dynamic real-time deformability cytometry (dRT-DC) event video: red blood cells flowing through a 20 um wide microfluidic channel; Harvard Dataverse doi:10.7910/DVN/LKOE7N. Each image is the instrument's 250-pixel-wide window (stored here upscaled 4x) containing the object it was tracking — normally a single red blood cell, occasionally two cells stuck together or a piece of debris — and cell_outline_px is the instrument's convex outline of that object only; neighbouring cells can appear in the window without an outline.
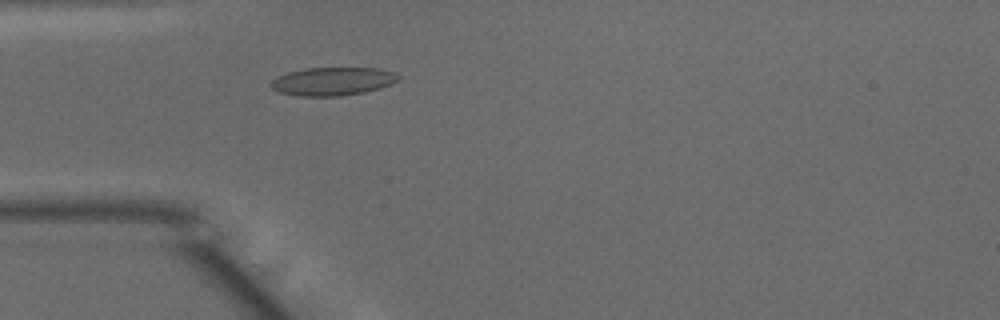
{"species": "common noctule bat (a hibernating species)", "species_latin": "Nyctalus noctula", "temperature_condition": "warm", "stored_images_in_passage": 49, "camera_frame_rate_fps": 3000, "um_per_image_px": 0.085, "animal": {"sex": "male", "body_mass_g": 15.6}, "frame": {"image": 1, "passage_image": 14, "time_ms": 4.333, "image_size_px": [1000, 320], "cell_outline_px": [[400, 80], [392, 84], [380, 88], [364, 92], [340, 96], [300, 96], [280, 92], [272, 88], [268, 84], [276, 76], [288, 72], [308, 68], [380, 68], [392, 72], [400, 76]], "centroid_in_image_um": [28.28, 6.91], "position_along_channel_um": 56.7, "area_um2": 21.04}}
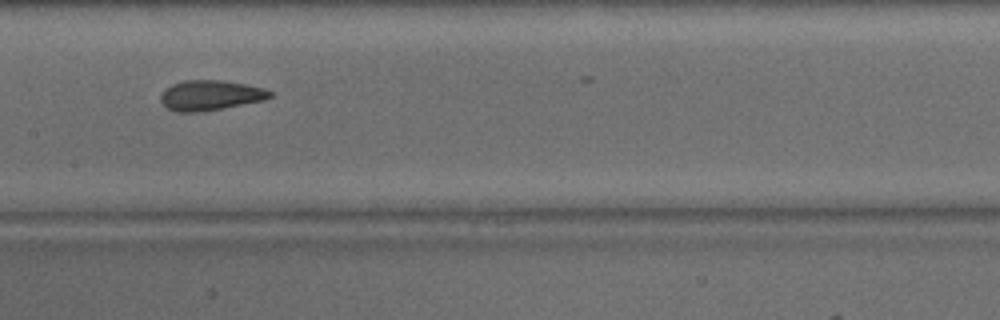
{"frame": {"image": 2, "passage_image": 24, "time_ms": 7.667, "image_size_px": [1000, 320], "cell_outline_px": [[272, 96], [264, 100], [200, 112], [176, 112], [168, 108], [160, 100], [160, 96], [164, 88], [172, 84], [184, 80], [220, 80], [244, 84], [264, 88], [272, 92]], "centroid_in_image_um": [17.85, 8.09], "position_along_channel_um": 189.6, "area_um2": 19.07}}
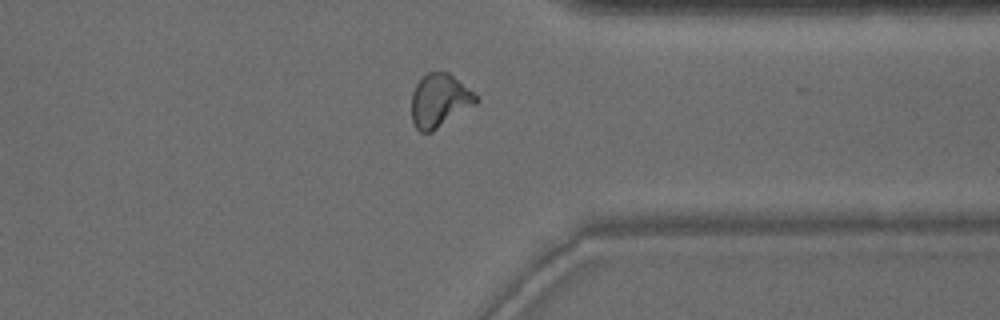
{"frame": {"image": 3, "passage_image": 38, "time_ms": 12.333, "image_size_px": [1000, 320], "cell_outline_px": [[480, 100], [476, 104], [432, 132], [420, 132], [416, 128], [412, 120], [412, 92], [416, 84], [428, 72], [448, 72], [472, 92]], "centroid_in_image_um": [37.34, 8.57], "position_along_channel_um": 374.1, "area_um2": 19.77}, "authors_computed_cell_mechanics": {"area_um2": 19.8832, "velocity_mm_per_s": 4.0536, "shape_relaxation_time_tau1_ms": 9.1306, "shape_relaxation_time_tau2_ms": 1.443, "deformation_change_tau1": 0.2076, "deformation_change_tau2": 0.0648}}